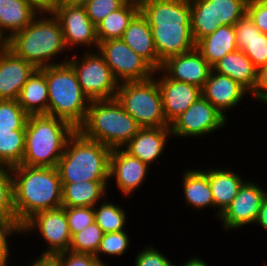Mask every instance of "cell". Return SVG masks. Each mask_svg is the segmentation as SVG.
Listing matches in <instances>:
<instances>
[{
  "mask_svg": "<svg viewBox=\"0 0 267 266\" xmlns=\"http://www.w3.org/2000/svg\"><path fill=\"white\" fill-rule=\"evenodd\" d=\"M139 5L162 62L196 48L191 32L190 0H141Z\"/></svg>",
  "mask_w": 267,
  "mask_h": 266,
  "instance_id": "1",
  "label": "cell"
},
{
  "mask_svg": "<svg viewBox=\"0 0 267 266\" xmlns=\"http://www.w3.org/2000/svg\"><path fill=\"white\" fill-rule=\"evenodd\" d=\"M14 211L22 226L40 211L62 207V183L56 167L11 168Z\"/></svg>",
  "mask_w": 267,
  "mask_h": 266,
  "instance_id": "2",
  "label": "cell"
},
{
  "mask_svg": "<svg viewBox=\"0 0 267 266\" xmlns=\"http://www.w3.org/2000/svg\"><path fill=\"white\" fill-rule=\"evenodd\" d=\"M6 47L37 69L66 63L69 58L63 53L68 48L60 21L54 14H37L29 25L6 41ZM61 52L64 60L52 61Z\"/></svg>",
  "mask_w": 267,
  "mask_h": 266,
  "instance_id": "3",
  "label": "cell"
},
{
  "mask_svg": "<svg viewBox=\"0 0 267 266\" xmlns=\"http://www.w3.org/2000/svg\"><path fill=\"white\" fill-rule=\"evenodd\" d=\"M75 131L65 120L49 115H29L24 156L20 165L57 167L66 142Z\"/></svg>",
  "mask_w": 267,
  "mask_h": 266,
  "instance_id": "4",
  "label": "cell"
},
{
  "mask_svg": "<svg viewBox=\"0 0 267 266\" xmlns=\"http://www.w3.org/2000/svg\"><path fill=\"white\" fill-rule=\"evenodd\" d=\"M111 150L76 130L67 140L56 167L61 183L109 181Z\"/></svg>",
  "mask_w": 267,
  "mask_h": 266,
  "instance_id": "5",
  "label": "cell"
},
{
  "mask_svg": "<svg viewBox=\"0 0 267 266\" xmlns=\"http://www.w3.org/2000/svg\"><path fill=\"white\" fill-rule=\"evenodd\" d=\"M141 128L115 98L91 100L86 118L77 130L85 138L114 149L125 146Z\"/></svg>",
  "mask_w": 267,
  "mask_h": 266,
  "instance_id": "6",
  "label": "cell"
},
{
  "mask_svg": "<svg viewBox=\"0 0 267 266\" xmlns=\"http://www.w3.org/2000/svg\"><path fill=\"white\" fill-rule=\"evenodd\" d=\"M40 70L48 83V115L65 120L77 130L86 118L90 100L83 93L74 69L66 62Z\"/></svg>",
  "mask_w": 267,
  "mask_h": 266,
  "instance_id": "7",
  "label": "cell"
},
{
  "mask_svg": "<svg viewBox=\"0 0 267 266\" xmlns=\"http://www.w3.org/2000/svg\"><path fill=\"white\" fill-rule=\"evenodd\" d=\"M117 101L142 127H169L163 112L162 96L154 77L119 83Z\"/></svg>",
  "mask_w": 267,
  "mask_h": 266,
  "instance_id": "8",
  "label": "cell"
},
{
  "mask_svg": "<svg viewBox=\"0 0 267 266\" xmlns=\"http://www.w3.org/2000/svg\"><path fill=\"white\" fill-rule=\"evenodd\" d=\"M74 56L69 57L67 62L74 69L78 83L89 100L115 99L119 82L98 50L96 53L95 50L85 51L81 58L78 54Z\"/></svg>",
  "mask_w": 267,
  "mask_h": 266,
  "instance_id": "9",
  "label": "cell"
},
{
  "mask_svg": "<svg viewBox=\"0 0 267 266\" xmlns=\"http://www.w3.org/2000/svg\"><path fill=\"white\" fill-rule=\"evenodd\" d=\"M23 234L35 231L47 243L48 247L39 258H51L56 254L69 250L71 233L65 215V207L40 211L28 219L22 226Z\"/></svg>",
  "mask_w": 267,
  "mask_h": 266,
  "instance_id": "10",
  "label": "cell"
},
{
  "mask_svg": "<svg viewBox=\"0 0 267 266\" xmlns=\"http://www.w3.org/2000/svg\"><path fill=\"white\" fill-rule=\"evenodd\" d=\"M229 117H225L208 100L200 96L182 114L170 123L174 138H200L224 128Z\"/></svg>",
  "mask_w": 267,
  "mask_h": 266,
  "instance_id": "11",
  "label": "cell"
},
{
  "mask_svg": "<svg viewBox=\"0 0 267 266\" xmlns=\"http://www.w3.org/2000/svg\"><path fill=\"white\" fill-rule=\"evenodd\" d=\"M97 50L119 83L143 81L154 76L155 70L122 39L99 42Z\"/></svg>",
  "mask_w": 267,
  "mask_h": 266,
  "instance_id": "12",
  "label": "cell"
},
{
  "mask_svg": "<svg viewBox=\"0 0 267 266\" xmlns=\"http://www.w3.org/2000/svg\"><path fill=\"white\" fill-rule=\"evenodd\" d=\"M54 15L60 21L68 51L76 46L89 48L85 51L98 49L96 26L89 19L81 3L61 4Z\"/></svg>",
  "mask_w": 267,
  "mask_h": 266,
  "instance_id": "13",
  "label": "cell"
},
{
  "mask_svg": "<svg viewBox=\"0 0 267 266\" xmlns=\"http://www.w3.org/2000/svg\"><path fill=\"white\" fill-rule=\"evenodd\" d=\"M267 190L253 181L246 180L230 206L220 216L223 227L227 231H235L240 227L255 223Z\"/></svg>",
  "mask_w": 267,
  "mask_h": 266,
  "instance_id": "14",
  "label": "cell"
},
{
  "mask_svg": "<svg viewBox=\"0 0 267 266\" xmlns=\"http://www.w3.org/2000/svg\"><path fill=\"white\" fill-rule=\"evenodd\" d=\"M150 167L123 148H114L110 154L109 181L111 182L112 178L115 179L120 192L126 197L131 196L135 190H139L148 177Z\"/></svg>",
  "mask_w": 267,
  "mask_h": 266,
  "instance_id": "15",
  "label": "cell"
},
{
  "mask_svg": "<svg viewBox=\"0 0 267 266\" xmlns=\"http://www.w3.org/2000/svg\"><path fill=\"white\" fill-rule=\"evenodd\" d=\"M212 67L195 48L167 58L160 69L168 78L195 85L202 89Z\"/></svg>",
  "mask_w": 267,
  "mask_h": 266,
  "instance_id": "16",
  "label": "cell"
},
{
  "mask_svg": "<svg viewBox=\"0 0 267 266\" xmlns=\"http://www.w3.org/2000/svg\"><path fill=\"white\" fill-rule=\"evenodd\" d=\"M156 74H161V76L159 75L158 78L155 76ZM153 77L160 88L163 112L169 124L202 96L201 88L172 80L160 70L155 71Z\"/></svg>",
  "mask_w": 267,
  "mask_h": 266,
  "instance_id": "17",
  "label": "cell"
},
{
  "mask_svg": "<svg viewBox=\"0 0 267 266\" xmlns=\"http://www.w3.org/2000/svg\"><path fill=\"white\" fill-rule=\"evenodd\" d=\"M37 68L5 47L0 52V100H17Z\"/></svg>",
  "mask_w": 267,
  "mask_h": 266,
  "instance_id": "18",
  "label": "cell"
},
{
  "mask_svg": "<svg viewBox=\"0 0 267 266\" xmlns=\"http://www.w3.org/2000/svg\"><path fill=\"white\" fill-rule=\"evenodd\" d=\"M201 93L225 117L227 111L236 108L242 103L241 101L246 95H250L237 81L212 70L201 89Z\"/></svg>",
  "mask_w": 267,
  "mask_h": 266,
  "instance_id": "19",
  "label": "cell"
},
{
  "mask_svg": "<svg viewBox=\"0 0 267 266\" xmlns=\"http://www.w3.org/2000/svg\"><path fill=\"white\" fill-rule=\"evenodd\" d=\"M169 137L172 138L170 127L141 128L122 148L130 155L137 157L150 166L161 155H164V147H167Z\"/></svg>",
  "mask_w": 267,
  "mask_h": 266,
  "instance_id": "20",
  "label": "cell"
},
{
  "mask_svg": "<svg viewBox=\"0 0 267 266\" xmlns=\"http://www.w3.org/2000/svg\"><path fill=\"white\" fill-rule=\"evenodd\" d=\"M121 39L155 71L161 69L163 62L159 59L155 49L148 21L141 12L130 22Z\"/></svg>",
  "mask_w": 267,
  "mask_h": 266,
  "instance_id": "21",
  "label": "cell"
},
{
  "mask_svg": "<svg viewBox=\"0 0 267 266\" xmlns=\"http://www.w3.org/2000/svg\"><path fill=\"white\" fill-rule=\"evenodd\" d=\"M237 49L258 69L267 64V34L260 32L246 13L235 24Z\"/></svg>",
  "mask_w": 267,
  "mask_h": 266,
  "instance_id": "22",
  "label": "cell"
},
{
  "mask_svg": "<svg viewBox=\"0 0 267 266\" xmlns=\"http://www.w3.org/2000/svg\"><path fill=\"white\" fill-rule=\"evenodd\" d=\"M210 169V170H209ZM203 171L208 175L214 208L217 212L215 216L220 218L224 211L230 206L232 200L237 196L241 186L246 181L239 173L231 171L229 168H209Z\"/></svg>",
  "mask_w": 267,
  "mask_h": 266,
  "instance_id": "23",
  "label": "cell"
},
{
  "mask_svg": "<svg viewBox=\"0 0 267 266\" xmlns=\"http://www.w3.org/2000/svg\"><path fill=\"white\" fill-rule=\"evenodd\" d=\"M212 71L226 75L237 81L251 93L257 81V68L241 50L226 54L212 66Z\"/></svg>",
  "mask_w": 267,
  "mask_h": 266,
  "instance_id": "24",
  "label": "cell"
},
{
  "mask_svg": "<svg viewBox=\"0 0 267 266\" xmlns=\"http://www.w3.org/2000/svg\"><path fill=\"white\" fill-rule=\"evenodd\" d=\"M108 186L109 181L62 183V207H95L105 199Z\"/></svg>",
  "mask_w": 267,
  "mask_h": 266,
  "instance_id": "25",
  "label": "cell"
},
{
  "mask_svg": "<svg viewBox=\"0 0 267 266\" xmlns=\"http://www.w3.org/2000/svg\"><path fill=\"white\" fill-rule=\"evenodd\" d=\"M196 49L212 67L229 52L237 50L236 31L232 25H220L212 34L201 38Z\"/></svg>",
  "mask_w": 267,
  "mask_h": 266,
  "instance_id": "26",
  "label": "cell"
},
{
  "mask_svg": "<svg viewBox=\"0 0 267 266\" xmlns=\"http://www.w3.org/2000/svg\"><path fill=\"white\" fill-rule=\"evenodd\" d=\"M36 15L26 0H0V35L7 41L29 25Z\"/></svg>",
  "mask_w": 267,
  "mask_h": 266,
  "instance_id": "27",
  "label": "cell"
},
{
  "mask_svg": "<svg viewBox=\"0 0 267 266\" xmlns=\"http://www.w3.org/2000/svg\"><path fill=\"white\" fill-rule=\"evenodd\" d=\"M17 101L28 115H48V83L40 69L24 84Z\"/></svg>",
  "mask_w": 267,
  "mask_h": 266,
  "instance_id": "28",
  "label": "cell"
},
{
  "mask_svg": "<svg viewBox=\"0 0 267 266\" xmlns=\"http://www.w3.org/2000/svg\"><path fill=\"white\" fill-rule=\"evenodd\" d=\"M182 186L187 206L196 210H203L208 206L214 209L208 175L203 169H186L182 175Z\"/></svg>",
  "mask_w": 267,
  "mask_h": 266,
  "instance_id": "29",
  "label": "cell"
},
{
  "mask_svg": "<svg viewBox=\"0 0 267 266\" xmlns=\"http://www.w3.org/2000/svg\"><path fill=\"white\" fill-rule=\"evenodd\" d=\"M139 12V4L124 3L119 9L107 15L96 26L98 42L121 39L130 22Z\"/></svg>",
  "mask_w": 267,
  "mask_h": 266,
  "instance_id": "30",
  "label": "cell"
},
{
  "mask_svg": "<svg viewBox=\"0 0 267 266\" xmlns=\"http://www.w3.org/2000/svg\"><path fill=\"white\" fill-rule=\"evenodd\" d=\"M191 32L197 43L212 34L220 25L214 12V0H190Z\"/></svg>",
  "mask_w": 267,
  "mask_h": 266,
  "instance_id": "31",
  "label": "cell"
},
{
  "mask_svg": "<svg viewBox=\"0 0 267 266\" xmlns=\"http://www.w3.org/2000/svg\"><path fill=\"white\" fill-rule=\"evenodd\" d=\"M25 148V130L0 131V167L21 164Z\"/></svg>",
  "mask_w": 267,
  "mask_h": 266,
  "instance_id": "32",
  "label": "cell"
},
{
  "mask_svg": "<svg viewBox=\"0 0 267 266\" xmlns=\"http://www.w3.org/2000/svg\"><path fill=\"white\" fill-rule=\"evenodd\" d=\"M105 200V201H104ZM98 207H94L95 222L102 229L103 233L120 232L125 230L127 213L123 206L107 202L104 199Z\"/></svg>",
  "mask_w": 267,
  "mask_h": 266,
  "instance_id": "33",
  "label": "cell"
},
{
  "mask_svg": "<svg viewBox=\"0 0 267 266\" xmlns=\"http://www.w3.org/2000/svg\"><path fill=\"white\" fill-rule=\"evenodd\" d=\"M103 235L102 229L93 222L71 236L69 251L95 255Z\"/></svg>",
  "mask_w": 267,
  "mask_h": 266,
  "instance_id": "34",
  "label": "cell"
},
{
  "mask_svg": "<svg viewBox=\"0 0 267 266\" xmlns=\"http://www.w3.org/2000/svg\"><path fill=\"white\" fill-rule=\"evenodd\" d=\"M28 116L17 100H0V131L25 130Z\"/></svg>",
  "mask_w": 267,
  "mask_h": 266,
  "instance_id": "35",
  "label": "cell"
},
{
  "mask_svg": "<svg viewBox=\"0 0 267 266\" xmlns=\"http://www.w3.org/2000/svg\"><path fill=\"white\" fill-rule=\"evenodd\" d=\"M127 231L123 230L120 232L105 233L100 241L98 251L95 257L101 265H109L107 262L101 259V255L107 256H122L127 251L130 245L129 235Z\"/></svg>",
  "mask_w": 267,
  "mask_h": 266,
  "instance_id": "36",
  "label": "cell"
},
{
  "mask_svg": "<svg viewBox=\"0 0 267 266\" xmlns=\"http://www.w3.org/2000/svg\"><path fill=\"white\" fill-rule=\"evenodd\" d=\"M248 0H214L219 25H232L247 13Z\"/></svg>",
  "mask_w": 267,
  "mask_h": 266,
  "instance_id": "37",
  "label": "cell"
},
{
  "mask_svg": "<svg viewBox=\"0 0 267 266\" xmlns=\"http://www.w3.org/2000/svg\"><path fill=\"white\" fill-rule=\"evenodd\" d=\"M0 217H16L11 168L0 167Z\"/></svg>",
  "mask_w": 267,
  "mask_h": 266,
  "instance_id": "38",
  "label": "cell"
},
{
  "mask_svg": "<svg viewBox=\"0 0 267 266\" xmlns=\"http://www.w3.org/2000/svg\"><path fill=\"white\" fill-rule=\"evenodd\" d=\"M22 233L16 217H0V266H8L10 259L9 238ZM11 236V237H10ZM9 237V238H8Z\"/></svg>",
  "mask_w": 267,
  "mask_h": 266,
  "instance_id": "39",
  "label": "cell"
},
{
  "mask_svg": "<svg viewBox=\"0 0 267 266\" xmlns=\"http://www.w3.org/2000/svg\"><path fill=\"white\" fill-rule=\"evenodd\" d=\"M124 3L123 0H84L81 4L91 22L97 26L107 15L119 9Z\"/></svg>",
  "mask_w": 267,
  "mask_h": 266,
  "instance_id": "40",
  "label": "cell"
},
{
  "mask_svg": "<svg viewBox=\"0 0 267 266\" xmlns=\"http://www.w3.org/2000/svg\"><path fill=\"white\" fill-rule=\"evenodd\" d=\"M71 236L95 222L94 207H65Z\"/></svg>",
  "mask_w": 267,
  "mask_h": 266,
  "instance_id": "41",
  "label": "cell"
},
{
  "mask_svg": "<svg viewBox=\"0 0 267 266\" xmlns=\"http://www.w3.org/2000/svg\"><path fill=\"white\" fill-rule=\"evenodd\" d=\"M51 259L55 266H101L95 255L75 253L69 250L56 254Z\"/></svg>",
  "mask_w": 267,
  "mask_h": 266,
  "instance_id": "42",
  "label": "cell"
},
{
  "mask_svg": "<svg viewBox=\"0 0 267 266\" xmlns=\"http://www.w3.org/2000/svg\"><path fill=\"white\" fill-rule=\"evenodd\" d=\"M155 248L149 245L144 247L142 251L137 253L134 266H178Z\"/></svg>",
  "mask_w": 267,
  "mask_h": 266,
  "instance_id": "43",
  "label": "cell"
},
{
  "mask_svg": "<svg viewBox=\"0 0 267 266\" xmlns=\"http://www.w3.org/2000/svg\"><path fill=\"white\" fill-rule=\"evenodd\" d=\"M247 14L260 32L267 34V8L259 0H248Z\"/></svg>",
  "mask_w": 267,
  "mask_h": 266,
  "instance_id": "44",
  "label": "cell"
},
{
  "mask_svg": "<svg viewBox=\"0 0 267 266\" xmlns=\"http://www.w3.org/2000/svg\"><path fill=\"white\" fill-rule=\"evenodd\" d=\"M250 95L256 101L267 104V64L257 69L256 85Z\"/></svg>",
  "mask_w": 267,
  "mask_h": 266,
  "instance_id": "45",
  "label": "cell"
},
{
  "mask_svg": "<svg viewBox=\"0 0 267 266\" xmlns=\"http://www.w3.org/2000/svg\"><path fill=\"white\" fill-rule=\"evenodd\" d=\"M37 14H54L62 0H26Z\"/></svg>",
  "mask_w": 267,
  "mask_h": 266,
  "instance_id": "46",
  "label": "cell"
},
{
  "mask_svg": "<svg viewBox=\"0 0 267 266\" xmlns=\"http://www.w3.org/2000/svg\"><path fill=\"white\" fill-rule=\"evenodd\" d=\"M255 224L260 225L267 232V192L263 197Z\"/></svg>",
  "mask_w": 267,
  "mask_h": 266,
  "instance_id": "47",
  "label": "cell"
},
{
  "mask_svg": "<svg viewBox=\"0 0 267 266\" xmlns=\"http://www.w3.org/2000/svg\"><path fill=\"white\" fill-rule=\"evenodd\" d=\"M28 266H55L53 260L51 258H34Z\"/></svg>",
  "mask_w": 267,
  "mask_h": 266,
  "instance_id": "48",
  "label": "cell"
},
{
  "mask_svg": "<svg viewBox=\"0 0 267 266\" xmlns=\"http://www.w3.org/2000/svg\"><path fill=\"white\" fill-rule=\"evenodd\" d=\"M180 266H210L208 265L203 259L201 258H196L195 257H190L189 260H186V262H183Z\"/></svg>",
  "mask_w": 267,
  "mask_h": 266,
  "instance_id": "49",
  "label": "cell"
},
{
  "mask_svg": "<svg viewBox=\"0 0 267 266\" xmlns=\"http://www.w3.org/2000/svg\"><path fill=\"white\" fill-rule=\"evenodd\" d=\"M6 47V40L0 35V52Z\"/></svg>",
  "mask_w": 267,
  "mask_h": 266,
  "instance_id": "50",
  "label": "cell"
},
{
  "mask_svg": "<svg viewBox=\"0 0 267 266\" xmlns=\"http://www.w3.org/2000/svg\"><path fill=\"white\" fill-rule=\"evenodd\" d=\"M84 0H62V4L65 3H82Z\"/></svg>",
  "mask_w": 267,
  "mask_h": 266,
  "instance_id": "51",
  "label": "cell"
},
{
  "mask_svg": "<svg viewBox=\"0 0 267 266\" xmlns=\"http://www.w3.org/2000/svg\"><path fill=\"white\" fill-rule=\"evenodd\" d=\"M125 3L140 4L141 0H123Z\"/></svg>",
  "mask_w": 267,
  "mask_h": 266,
  "instance_id": "52",
  "label": "cell"
},
{
  "mask_svg": "<svg viewBox=\"0 0 267 266\" xmlns=\"http://www.w3.org/2000/svg\"><path fill=\"white\" fill-rule=\"evenodd\" d=\"M267 8V0H259Z\"/></svg>",
  "mask_w": 267,
  "mask_h": 266,
  "instance_id": "53",
  "label": "cell"
}]
</instances>
